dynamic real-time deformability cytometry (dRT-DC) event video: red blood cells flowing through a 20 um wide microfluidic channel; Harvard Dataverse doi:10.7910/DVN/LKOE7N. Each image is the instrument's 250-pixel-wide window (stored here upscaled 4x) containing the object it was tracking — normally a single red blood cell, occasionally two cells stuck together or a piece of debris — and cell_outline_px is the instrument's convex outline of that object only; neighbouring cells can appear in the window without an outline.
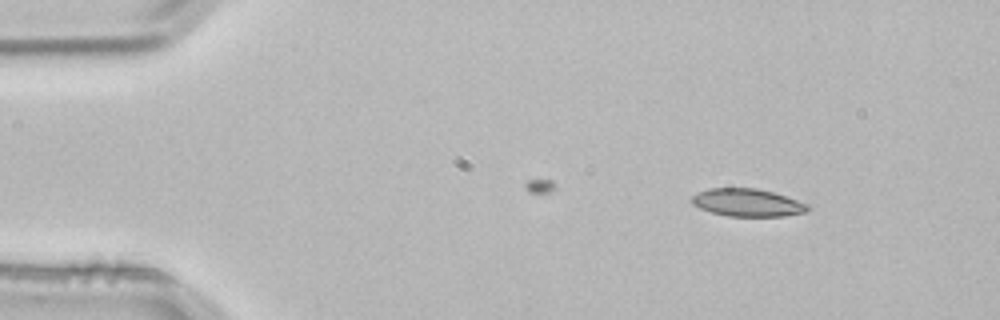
{"species": "common noctule bat (a hibernating species)", "species_latin": "Nyctalus noctula", "temperature_condition": "room temperature", "stored_images_in_passage": 3, "camera_frame_rate_fps": 3000, "um_per_image_px": 0.085, "animal": {"sex": "male", "body_mass_g": 21.5, "forearm_length_mm": 52.0}, "frame": {"image": 1, "passage_image": 1, "time_ms": 0.0, "image_size_px": [1000, 320], "cell_outline_px": [[812, 208], [808, 212], [784, 216], [728, 216], [712, 212], [700, 208], [692, 204], [692, 196], [696, 192], [708, 188], [756, 188], [772, 192], [808, 204]], "centroid_in_image_um": [63.54, 17.22], "position_along_channel_um": 21.5, "area_um2": 18.73}}
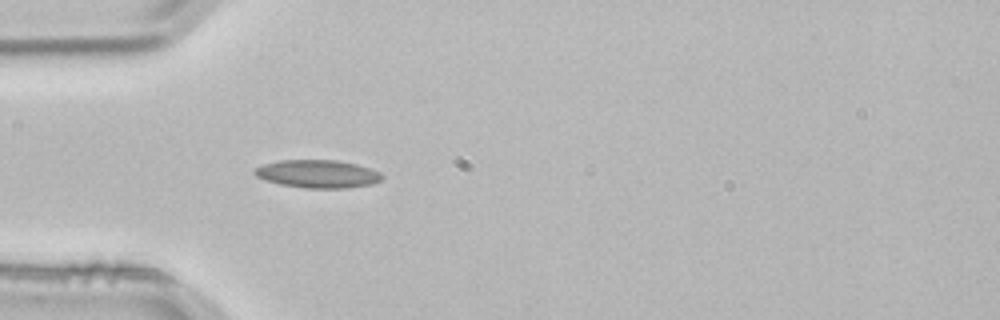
{"frame": {"image": 2, "passage_image": 3, "time_ms": 0.667, "image_size_px": [1000, 320], "cell_outline_px": [[384, 176], [380, 180], [372, 184], [348, 188], [304, 188], [280, 184], [264, 180], [256, 176], [252, 172], [256, 168], [264, 164], [280, 160], [336, 160], [356, 164], [380, 172]], "centroid_in_image_um": [26.99, 14.78], "position_along_channel_um": 58.0, "area_um2": 20.75}}